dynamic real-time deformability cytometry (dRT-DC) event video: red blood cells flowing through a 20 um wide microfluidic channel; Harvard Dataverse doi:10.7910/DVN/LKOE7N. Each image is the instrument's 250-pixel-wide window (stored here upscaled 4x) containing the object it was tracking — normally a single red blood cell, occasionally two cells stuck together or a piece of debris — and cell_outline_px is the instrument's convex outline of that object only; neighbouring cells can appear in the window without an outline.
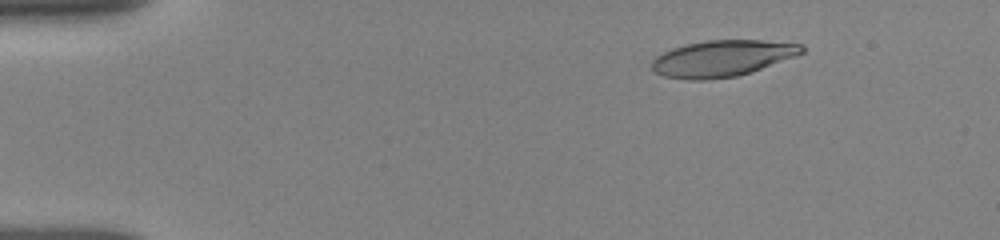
{"species": "human", "species_latin": "Homo sapiens", "temperature_condition": "room temperature", "stored_images_in_passage": 19, "camera_frame_rate_fps": 3000, "um_per_image_px": 0.085, "donor": {"sex": "female"}, "frame": {"image": 1, "passage_image": 5, "time_ms": 2.0, "image_size_px": [1000, 240], "cell_outline_px": [[804, 52], [796, 56], [736, 76], [704, 80], [688, 80], [664, 76], [656, 72], [652, 68], [652, 60], [656, 56], [672, 48], [688, 44], [708, 40], [760, 40], [804, 44]], "centroid_in_image_um": [61.38, 4.95], "position_along_channel_um": 23.6, "area_um2": 31.39}}
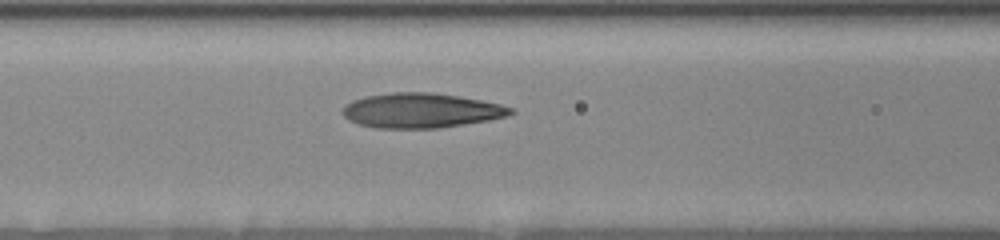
{"frame": {"image": 2, "passage_image": 14, "time_ms": 7.0, "image_size_px": [1000, 240], "cell_outline_px": [[516, 112], [508, 116], [488, 120], [436, 128], [376, 128], [360, 124], [348, 120], [340, 112], [352, 100], [364, 96], [392, 92], [432, 92], [480, 100], [500, 104], [512, 108]], "centroid_in_image_um": [35.77, 9.39], "position_along_channel_um": 130.8, "area_um2": 33.87}}
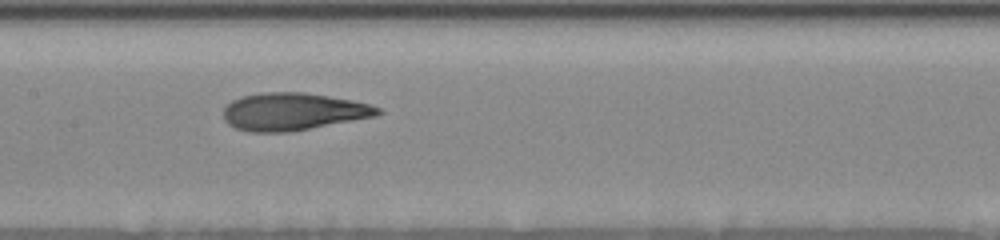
{"frame": {"image": 3, "passage_image": 18, "time_ms": 8.333, "image_size_px": [1000, 240], "cell_outline_px": [[384, 112], [376, 116], [288, 132], [252, 132], [236, 128], [228, 124], [224, 120], [224, 108], [232, 100], [244, 96], [264, 92], [304, 92], [352, 100], [368, 104], [380, 108]], "centroid_in_image_um": [24.91, 9.48], "position_along_channel_um": 182.5, "area_um2": 33.47}}